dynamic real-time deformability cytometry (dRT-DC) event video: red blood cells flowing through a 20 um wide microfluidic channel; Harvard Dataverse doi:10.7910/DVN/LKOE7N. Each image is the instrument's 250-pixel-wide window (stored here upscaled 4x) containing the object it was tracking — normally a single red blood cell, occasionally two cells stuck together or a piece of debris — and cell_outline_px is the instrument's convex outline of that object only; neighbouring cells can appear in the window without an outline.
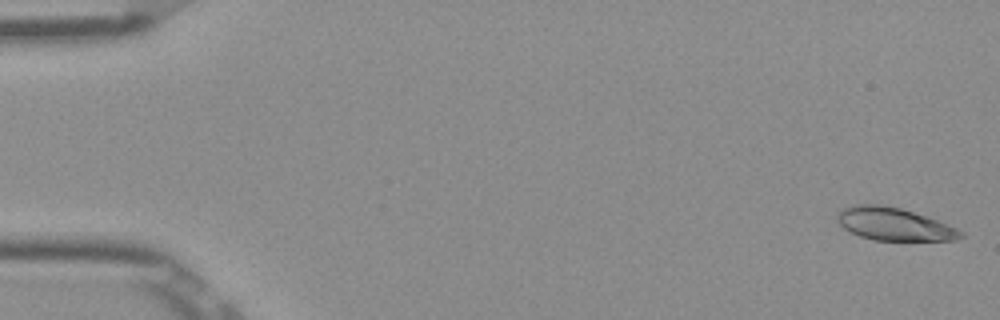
{"species": "Egyptian fruit bat (a non-hibernating species)", "species_latin": "Rousettus aegyptiacus", "temperature_condition": "room temperature", "stored_images_in_passage": 52, "camera_frame_rate_fps": 3000, "um_per_image_px": 0.085, "frame": {"image": 1, "passage_image": 1, "time_ms": 0.0, "image_size_px": [1000, 320], "cell_outline_px": [[964, 236], [956, 240], [872, 240], [848, 232], [836, 220], [836, 216], [840, 208], [856, 204], [880, 204], [900, 208], [936, 220], [956, 228], [964, 232]], "centroid_in_image_um": [75.93, 19.05], "position_along_channel_um": 9.1, "area_um2": 23.52}}
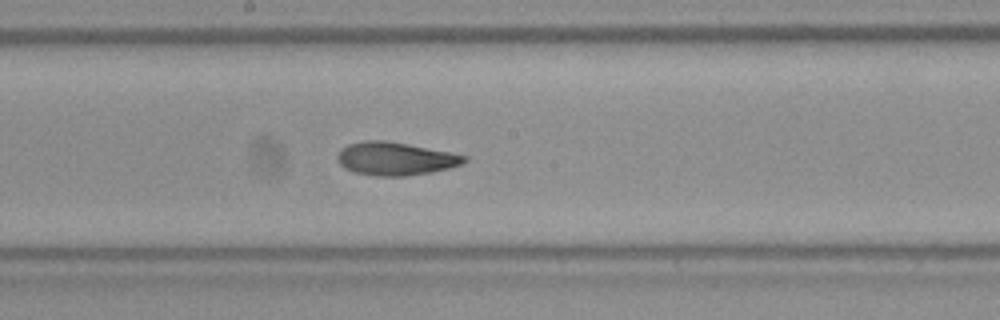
{"frame": {"image": 2, "passage_image": 28, "time_ms": 9.0, "image_size_px": [1000, 320], "cell_outline_px": [[468, 160], [464, 164], [432, 172], [404, 176], [376, 176], [356, 172], [344, 168], [336, 160], [336, 156], [340, 148], [348, 144], [364, 140], [384, 140], [408, 144], [452, 152], [468, 156]], "centroid_in_image_um": [33.61, 13.48], "position_along_channel_um": 214.6, "area_um2": 24.74}}
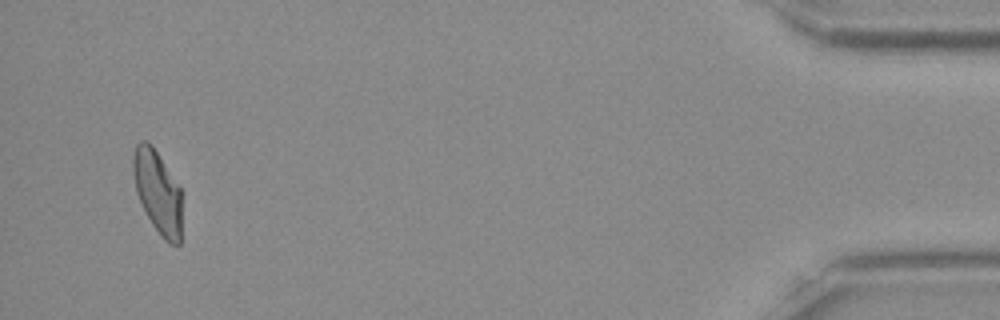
{"frame": {"image": 3, "passage_image": 50, "time_ms": 16.333, "image_size_px": [1000, 320], "cell_outline_px": [[180, 244], [168, 244], [160, 236], [152, 224], [136, 192], [132, 168], [132, 156], [136, 144], [140, 140], [148, 140], [152, 144], [180, 188]], "centroid_in_image_um": [13.37, 16.28], "position_along_channel_um": 421.8, "area_um2": 23.35}, "authors_computed_cell_mechanics": {"area_um2": 24.0737, "velocity_mm_per_s": 3.8947, "shape_relaxation_time_tau1_ms": 4.2805, "shape_relaxation_time_tau2_ms": 2.0428, "deformation_change_tau1": 0.1441, "deformation_change_tau2": 0.0846}}